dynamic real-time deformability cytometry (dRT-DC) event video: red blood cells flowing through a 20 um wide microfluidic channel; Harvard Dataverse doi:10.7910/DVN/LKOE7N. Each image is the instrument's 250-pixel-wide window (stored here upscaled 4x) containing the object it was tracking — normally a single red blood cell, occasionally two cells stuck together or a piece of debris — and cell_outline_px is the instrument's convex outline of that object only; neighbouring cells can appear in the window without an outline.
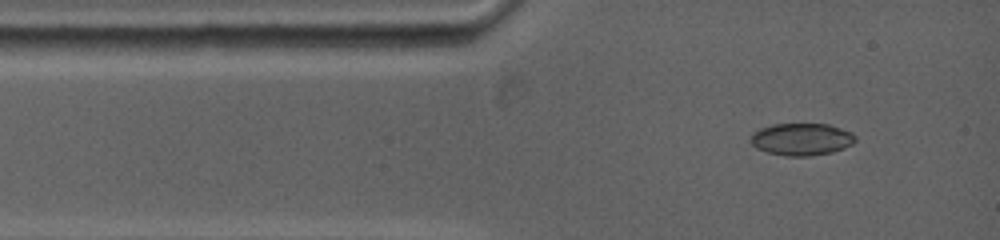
{"species": "common noctule bat (a hibernating species)", "species_latin": "Nyctalus noctula", "temperature_condition": "warm", "stored_images_in_passage": 5, "camera_frame_rate_fps": 5000, "um_per_image_px": 0.085, "animal": {"sex": "female", "body_mass_g": 19.0, "forearm_length_mm": 53.3}, "frame": {"image": 1, "passage_image": 1, "time_ms": 0.0, "image_size_px": [1000, 240], "cell_outline_px": [[856, 140], [852, 144], [844, 148], [832, 152], [808, 156], [784, 156], [768, 152], [756, 148], [752, 144], [752, 132], [760, 128], [772, 124], [828, 124], [852, 132], [856, 136]], "centroid_in_image_um": [68.14, 11.83], "position_along_channel_um": 16.9, "area_um2": 19.65}}
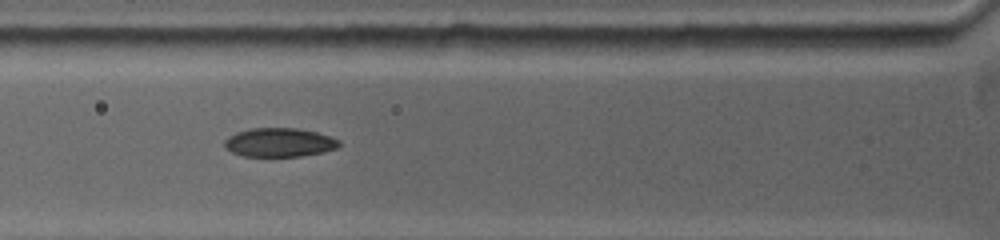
{"frame": {"image": 2, "passage_image": 4, "time_ms": 2.8, "image_size_px": [1000, 240], "cell_outline_px": [[340, 144], [336, 148], [324, 152], [300, 156], [244, 156], [232, 152], [224, 148], [224, 140], [228, 136], [236, 132], [252, 128], [296, 128], [316, 132], [340, 140]], "centroid_in_image_um": [23.71, 12.1], "position_along_channel_um": 102.1, "area_um2": 19.25}}
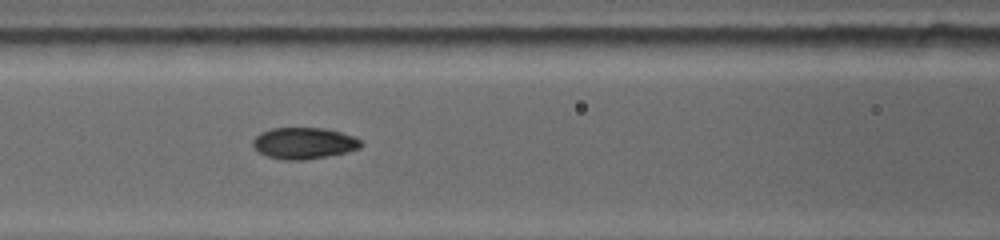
{"frame": {"image": 3, "passage_image": 5, "time_ms": 3.8, "image_size_px": [1000, 240], "cell_outline_px": [[364, 144], [360, 148], [348, 152], [304, 160], [280, 160], [268, 156], [260, 152], [252, 144], [252, 140], [260, 132], [272, 128], [324, 128], [356, 136]], "centroid_in_image_um": [25.86, 12.17], "position_along_channel_um": 140.7, "area_um2": 19.88}}